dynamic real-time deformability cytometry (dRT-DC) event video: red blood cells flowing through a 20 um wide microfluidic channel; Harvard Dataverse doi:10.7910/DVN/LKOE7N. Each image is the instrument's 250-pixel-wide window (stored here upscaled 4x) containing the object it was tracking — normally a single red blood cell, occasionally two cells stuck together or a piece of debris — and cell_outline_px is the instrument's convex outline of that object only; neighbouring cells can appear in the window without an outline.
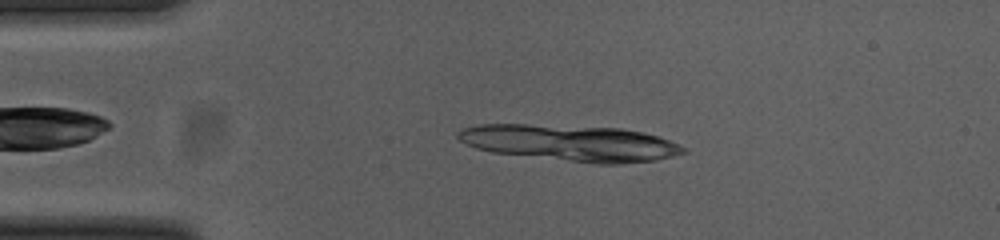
{"species": "common noctule bat (a hibernating species)", "species_latin": "Nyctalus noctula", "temperature_condition": "cold", "stored_images_in_passage": 32, "camera_frame_rate_fps": 3000, "um_per_image_px": 0.085, "animal": {"sex": "female", "body_mass_g": 23.0, "forearm_length_mm": 53.4}, "frame": {"image": 1, "passage_image": 10, "time_ms": 3.0, "image_size_px": [1000, 240], "cell_outline_px": [[688, 152], [656, 160], [620, 164], [596, 164], [492, 152], [476, 148], [460, 140], [456, 136], [456, 132], [464, 128], [480, 124], [528, 124], [620, 128], [640, 132], [656, 136], [668, 140], [688, 148]], "centroid_in_image_um": [48.49, 12.15], "position_along_channel_um": 36.5, "area_um2": 47.45}}
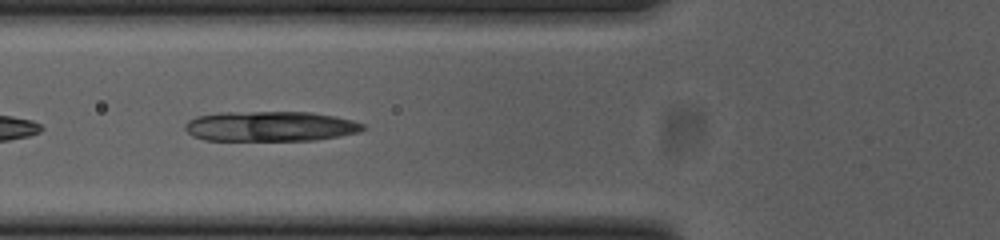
{"frame": {"image": 2, "passage_image": 19, "time_ms": 6.0, "image_size_px": [1000, 240], "cell_outline_px": [[368, 128], [360, 132], [340, 136], [316, 140], [204, 140], [192, 136], [184, 128], [184, 124], [188, 120], [196, 116], [220, 112], [312, 112], [352, 120], [364, 124]], "centroid_in_image_um": [22.97, 10.73], "position_along_channel_um": 102.8, "area_um2": 31.39}}